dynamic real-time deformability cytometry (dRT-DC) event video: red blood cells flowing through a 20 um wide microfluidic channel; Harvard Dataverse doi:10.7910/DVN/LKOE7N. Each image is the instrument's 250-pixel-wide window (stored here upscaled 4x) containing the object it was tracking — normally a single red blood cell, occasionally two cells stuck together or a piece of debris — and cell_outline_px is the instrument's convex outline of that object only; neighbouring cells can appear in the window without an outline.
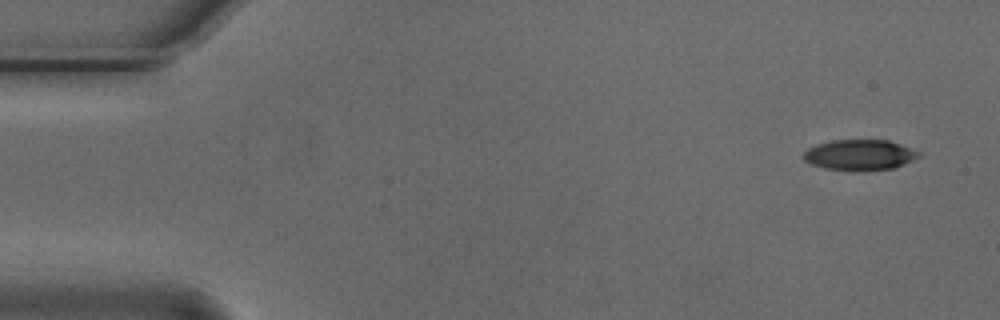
{"species": "Egyptian fruit bat (a non-hibernating species)", "species_latin": "Rousettus aegyptiacus", "temperature_condition": "cold", "stored_images_in_passage": 7, "camera_frame_rate_fps": 3000, "um_per_image_px": 0.085, "animal": {"sex": "male"}, "frame": {"image": 1, "passage_image": 1, "time_ms": 0.0, "image_size_px": [1000, 320], "cell_outline_px": [[920, 156], [904, 164], [892, 168], [864, 172], [852, 172], [824, 168], [812, 164], [804, 160], [804, 152], [808, 148], [816, 144], [832, 140], [888, 140], [900, 144], [920, 152]], "centroid_in_image_um": [73.06, 13.19], "position_along_channel_um": 11.9, "area_um2": 20.81}}
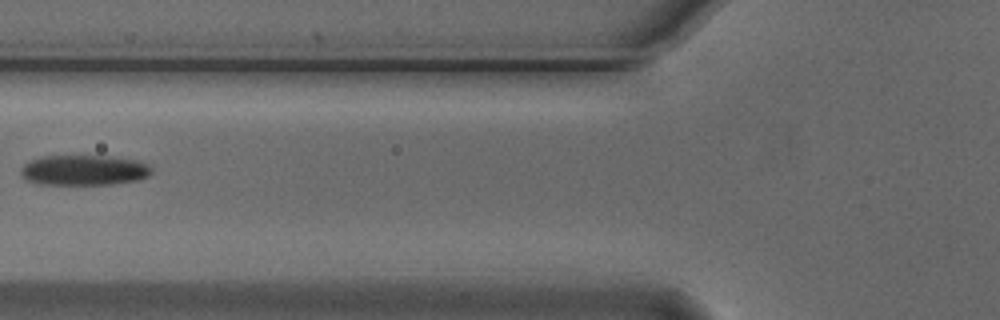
{"frame": {"image": 2, "passage_image": 6, "time_ms": 1.667, "image_size_px": [1000, 320], "cell_outline_px": [[152, 172], [148, 176], [140, 180], [112, 184], [40, 184], [28, 180], [20, 172], [20, 168], [24, 164], [32, 160], [44, 156], [108, 156], [136, 160], [148, 164], [152, 168]], "centroid_in_image_um": [7.18, 14.46], "position_along_channel_um": 118.6, "area_um2": 23.0}}
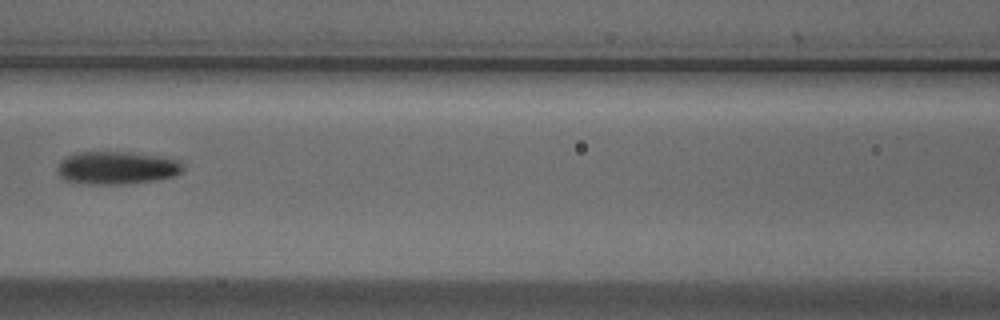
{"frame": {"image": 3, "passage_image": 7, "time_ms": 2.0, "image_size_px": [1000, 320], "cell_outline_px": [[184, 172], [176, 176], [156, 180], [124, 184], [88, 184], [64, 180], [56, 172], [56, 168], [60, 160], [76, 152], [132, 152], [168, 156], [180, 160], [184, 164]], "centroid_in_image_um": [9.99, 14.25], "position_along_channel_um": 156.6, "area_um2": 24.74}}